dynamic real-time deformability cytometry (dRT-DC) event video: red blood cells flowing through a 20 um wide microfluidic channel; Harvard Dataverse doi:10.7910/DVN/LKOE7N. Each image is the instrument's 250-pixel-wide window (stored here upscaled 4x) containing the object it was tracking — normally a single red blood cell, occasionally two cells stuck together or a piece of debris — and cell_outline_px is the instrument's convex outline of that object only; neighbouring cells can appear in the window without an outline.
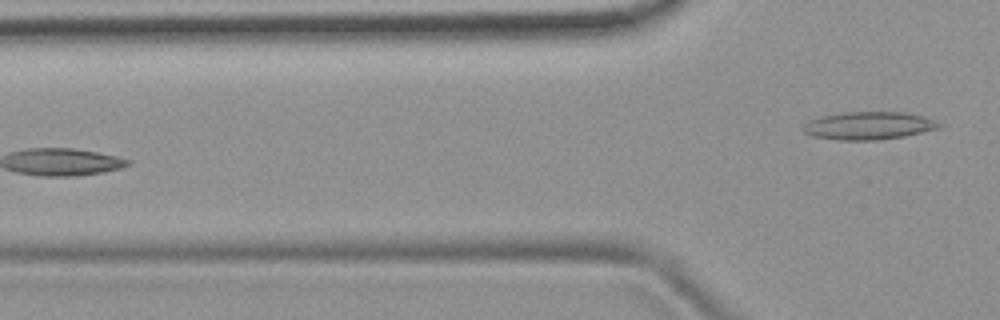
{"species": "common noctule bat (a hibernating species)", "species_latin": "Nyctalus noctula", "temperature_condition": "room temperature", "stored_images_in_passage": 7, "camera_frame_rate_fps": 3000, "um_per_image_px": 0.085, "animal": {"sex": "female", "body_mass_g": 19.9}, "frame": {"image": 1, "passage_image": 7, "time_ms": 7.0, "image_size_px": [1000, 320], "cell_outline_px": [[944, 124], [940, 128], [904, 136], [880, 140], [840, 140], [812, 136], [804, 132], [804, 124], [808, 120], [820, 116], [844, 112], [904, 112], [924, 116]], "centroid_in_image_um": [73.85, 10.68], "position_along_channel_um": 51.9, "area_um2": 22.14}}